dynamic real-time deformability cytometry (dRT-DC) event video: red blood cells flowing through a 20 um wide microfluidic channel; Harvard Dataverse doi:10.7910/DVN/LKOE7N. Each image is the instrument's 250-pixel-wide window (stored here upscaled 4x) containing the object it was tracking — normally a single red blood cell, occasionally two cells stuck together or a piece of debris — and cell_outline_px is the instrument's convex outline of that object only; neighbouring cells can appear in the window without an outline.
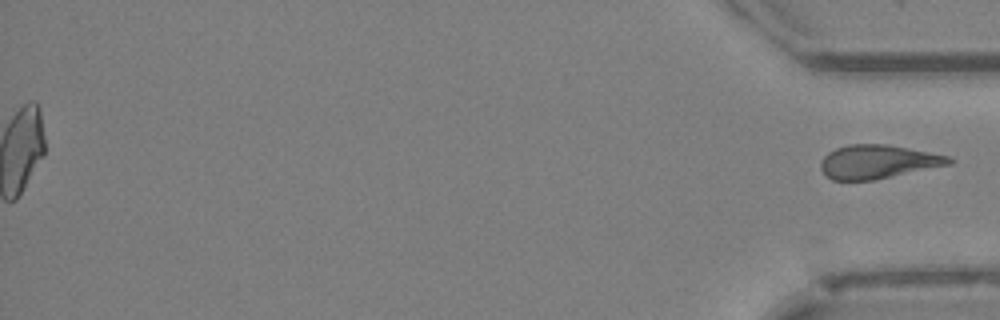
{"species": "Egyptian fruit bat (a non-hibernating species)", "species_latin": "Rousettus aegyptiacus", "temperature_condition": "cold", "stored_images_in_passage": 39, "segment_of_instrument_passage": [2, 2], "camera_frame_rate_fps": 3000, "um_per_image_px": 0.085, "animal": {"sex": "female"}, "frame": {"image": 1, "passage_image": 39, "time_ms": 12.667, "image_size_px": [1000, 320], "cell_outline_px": [[956, 160], [952, 164], [872, 180], [832, 180], [820, 168], [820, 164], [824, 156], [828, 152], [836, 148], [848, 144], [888, 144], [948, 156]], "centroid_in_image_um": [74.62, 13.74], "position_along_channel_um": 360.6, "area_um2": 25.03}}